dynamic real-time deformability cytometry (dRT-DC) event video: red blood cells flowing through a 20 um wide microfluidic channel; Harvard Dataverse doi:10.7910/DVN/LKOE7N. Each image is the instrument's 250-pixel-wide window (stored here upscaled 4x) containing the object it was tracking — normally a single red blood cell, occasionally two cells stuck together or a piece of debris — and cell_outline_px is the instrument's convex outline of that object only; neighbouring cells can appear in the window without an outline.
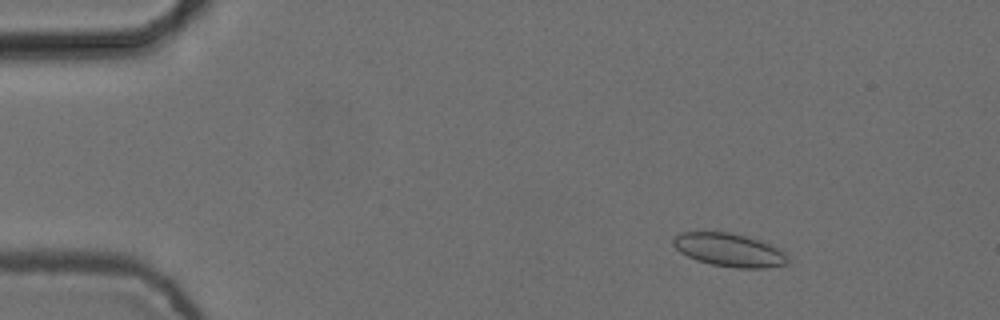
{"species": "common noctule bat (a hibernating species)", "species_latin": "Nyctalus noctula", "temperature_condition": "cold", "stored_images_in_passage": 9, "camera_frame_rate_fps": 3000, "um_per_image_px": 0.085, "animal": {"sex": "female", "body_mass_g": 24.6, "forearm_length_mm": 56.2}, "frame": {"image": 1, "passage_image": 2, "time_ms": 0.333, "image_size_px": [1000, 320], "cell_outline_px": [[788, 264], [764, 268], [736, 268], [712, 264], [696, 260], [680, 252], [672, 244], [672, 240], [676, 236], [684, 232], [732, 232], [760, 240], [788, 252]], "centroid_in_image_um": [62.03, 21.25], "position_along_channel_um": 23.0, "area_um2": 22.31}}
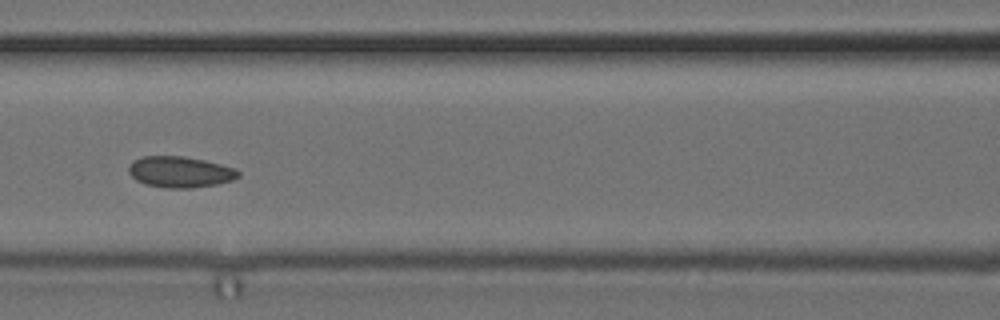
{"frame": {"image": 2, "passage_image": 7, "time_ms": 2.0, "image_size_px": [1000, 320], "cell_outline_px": [[240, 176], [232, 180], [216, 184], [192, 188], [168, 188], [144, 184], [136, 180], [128, 172], [128, 168], [132, 160], [144, 156], [184, 156], [204, 160], [236, 168], [240, 172]], "centroid_in_image_um": [15.3, 14.61], "position_along_channel_um": 151.3, "area_um2": 19.94}}
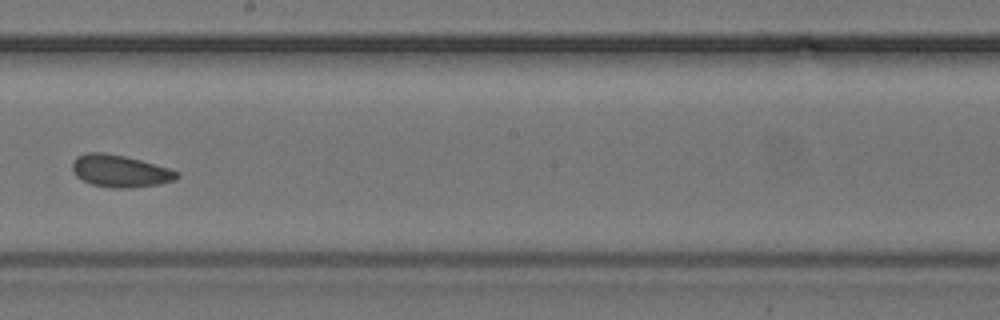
{"frame": {"image": 3, "passage_image": 9, "time_ms": 2.667, "image_size_px": [1000, 320], "cell_outline_px": [[180, 176], [176, 180], [160, 184], [132, 188], [112, 188], [92, 184], [76, 176], [72, 168], [72, 160], [76, 156], [88, 152], [104, 152], [124, 156], [140, 160], [168, 168], [180, 172]], "centroid_in_image_um": [10.21, 14.54], "position_along_channel_um": 238.0, "area_um2": 19.71}}